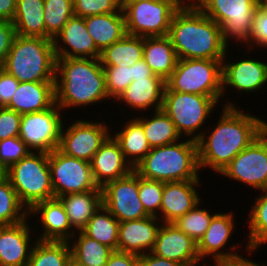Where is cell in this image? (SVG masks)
Segmentation results:
<instances>
[{
	"instance_id": "38",
	"label": "cell",
	"mask_w": 267,
	"mask_h": 266,
	"mask_svg": "<svg viewBox=\"0 0 267 266\" xmlns=\"http://www.w3.org/2000/svg\"><path fill=\"white\" fill-rule=\"evenodd\" d=\"M29 217L28 210L20 202L9 179L0 180V226L14 225Z\"/></svg>"
},
{
	"instance_id": "26",
	"label": "cell",
	"mask_w": 267,
	"mask_h": 266,
	"mask_svg": "<svg viewBox=\"0 0 267 266\" xmlns=\"http://www.w3.org/2000/svg\"><path fill=\"white\" fill-rule=\"evenodd\" d=\"M166 81L161 77H149L137 79L118 96L116 99L124 102L125 106L135 110L162 109ZM149 108V109H148Z\"/></svg>"
},
{
	"instance_id": "39",
	"label": "cell",
	"mask_w": 267,
	"mask_h": 266,
	"mask_svg": "<svg viewBox=\"0 0 267 266\" xmlns=\"http://www.w3.org/2000/svg\"><path fill=\"white\" fill-rule=\"evenodd\" d=\"M73 16V0H44L46 38L53 40Z\"/></svg>"
},
{
	"instance_id": "48",
	"label": "cell",
	"mask_w": 267,
	"mask_h": 266,
	"mask_svg": "<svg viewBox=\"0 0 267 266\" xmlns=\"http://www.w3.org/2000/svg\"><path fill=\"white\" fill-rule=\"evenodd\" d=\"M18 85L19 81L15 77L0 68V107H4L10 102Z\"/></svg>"
},
{
	"instance_id": "51",
	"label": "cell",
	"mask_w": 267,
	"mask_h": 266,
	"mask_svg": "<svg viewBox=\"0 0 267 266\" xmlns=\"http://www.w3.org/2000/svg\"><path fill=\"white\" fill-rule=\"evenodd\" d=\"M149 77H160V76L155 75L143 59L131 66L132 82L136 81L137 79L149 78Z\"/></svg>"
},
{
	"instance_id": "14",
	"label": "cell",
	"mask_w": 267,
	"mask_h": 266,
	"mask_svg": "<svg viewBox=\"0 0 267 266\" xmlns=\"http://www.w3.org/2000/svg\"><path fill=\"white\" fill-rule=\"evenodd\" d=\"M103 206L119 221L150 216L139 198V175L132 170L125 177L106 183L102 188Z\"/></svg>"
},
{
	"instance_id": "53",
	"label": "cell",
	"mask_w": 267,
	"mask_h": 266,
	"mask_svg": "<svg viewBox=\"0 0 267 266\" xmlns=\"http://www.w3.org/2000/svg\"><path fill=\"white\" fill-rule=\"evenodd\" d=\"M229 266H264V265H259L256 262H253L245 257L243 255L241 256L240 254L229 257Z\"/></svg>"
},
{
	"instance_id": "10",
	"label": "cell",
	"mask_w": 267,
	"mask_h": 266,
	"mask_svg": "<svg viewBox=\"0 0 267 266\" xmlns=\"http://www.w3.org/2000/svg\"><path fill=\"white\" fill-rule=\"evenodd\" d=\"M218 102L210 97L191 93L164 91L162 109L174 123L177 132L183 137L197 140V130L206 123ZM196 132V133H195Z\"/></svg>"
},
{
	"instance_id": "52",
	"label": "cell",
	"mask_w": 267,
	"mask_h": 266,
	"mask_svg": "<svg viewBox=\"0 0 267 266\" xmlns=\"http://www.w3.org/2000/svg\"><path fill=\"white\" fill-rule=\"evenodd\" d=\"M15 11L16 0H0V20L12 22Z\"/></svg>"
},
{
	"instance_id": "13",
	"label": "cell",
	"mask_w": 267,
	"mask_h": 266,
	"mask_svg": "<svg viewBox=\"0 0 267 266\" xmlns=\"http://www.w3.org/2000/svg\"><path fill=\"white\" fill-rule=\"evenodd\" d=\"M257 190L267 189V128L221 171Z\"/></svg>"
},
{
	"instance_id": "44",
	"label": "cell",
	"mask_w": 267,
	"mask_h": 266,
	"mask_svg": "<svg viewBox=\"0 0 267 266\" xmlns=\"http://www.w3.org/2000/svg\"><path fill=\"white\" fill-rule=\"evenodd\" d=\"M31 150L18 137L0 140V164L7 170L12 164L19 162Z\"/></svg>"
},
{
	"instance_id": "41",
	"label": "cell",
	"mask_w": 267,
	"mask_h": 266,
	"mask_svg": "<svg viewBox=\"0 0 267 266\" xmlns=\"http://www.w3.org/2000/svg\"><path fill=\"white\" fill-rule=\"evenodd\" d=\"M164 182L139 176V198L145 211L159 219Z\"/></svg>"
},
{
	"instance_id": "17",
	"label": "cell",
	"mask_w": 267,
	"mask_h": 266,
	"mask_svg": "<svg viewBox=\"0 0 267 266\" xmlns=\"http://www.w3.org/2000/svg\"><path fill=\"white\" fill-rule=\"evenodd\" d=\"M52 42L56 58L99 59L101 55L83 17H71Z\"/></svg>"
},
{
	"instance_id": "27",
	"label": "cell",
	"mask_w": 267,
	"mask_h": 266,
	"mask_svg": "<svg viewBox=\"0 0 267 266\" xmlns=\"http://www.w3.org/2000/svg\"><path fill=\"white\" fill-rule=\"evenodd\" d=\"M143 60L155 75L166 81L178 61L169 36L143 37Z\"/></svg>"
},
{
	"instance_id": "23",
	"label": "cell",
	"mask_w": 267,
	"mask_h": 266,
	"mask_svg": "<svg viewBox=\"0 0 267 266\" xmlns=\"http://www.w3.org/2000/svg\"><path fill=\"white\" fill-rule=\"evenodd\" d=\"M90 164L94 181L100 188L108 182L125 177L133 170L112 135L100 146Z\"/></svg>"
},
{
	"instance_id": "47",
	"label": "cell",
	"mask_w": 267,
	"mask_h": 266,
	"mask_svg": "<svg viewBox=\"0 0 267 266\" xmlns=\"http://www.w3.org/2000/svg\"><path fill=\"white\" fill-rule=\"evenodd\" d=\"M16 36V30L12 22L0 20V68H3L13 40Z\"/></svg>"
},
{
	"instance_id": "32",
	"label": "cell",
	"mask_w": 267,
	"mask_h": 266,
	"mask_svg": "<svg viewBox=\"0 0 267 266\" xmlns=\"http://www.w3.org/2000/svg\"><path fill=\"white\" fill-rule=\"evenodd\" d=\"M119 143L125 159L134 168L151 150V147L144 135L142 124L133 117L126 125L112 135Z\"/></svg>"
},
{
	"instance_id": "49",
	"label": "cell",
	"mask_w": 267,
	"mask_h": 266,
	"mask_svg": "<svg viewBox=\"0 0 267 266\" xmlns=\"http://www.w3.org/2000/svg\"><path fill=\"white\" fill-rule=\"evenodd\" d=\"M105 266H139V255L113 251Z\"/></svg>"
},
{
	"instance_id": "22",
	"label": "cell",
	"mask_w": 267,
	"mask_h": 266,
	"mask_svg": "<svg viewBox=\"0 0 267 266\" xmlns=\"http://www.w3.org/2000/svg\"><path fill=\"white\" fill-rule=\"evenodd\" d=\"M234 220L235 219L232 212L215 213L211 219L207 231L197 243V250L201 262L206 257L208 258L209 255L213 260L217 258H229L238 255L235 250L240 251L236 248L240 246V243H238L239 245L237 246L234 244L232 247L228 246V248H230L228 252L223 251L226 244H228V241H230L229 239L231 238L232 233H234ZM230 250L232 252H230Z\"/></svg>"
},
{
	"instance_id": "35",
	"label": "cell",
	"mask_w": 267,
	"mask_h": 266,
	"mask_svg": "<svg viewBox=\"0 0 267 266\" xmlns=\"http://www.w3.org/2000/svg\"><path fill=\"white\" fill-rule=\"evenodd\" d=\"M27 266H72L69 242L36 240Z\"/></svg>"
},
{
	"instance_id": "57",
	"label": "cell",
	"mask_w": 267,
	"mask_h": 266,
	"mask_svg": "<svg viewBox=\"0 0 267 266\" xmlns=\"http://www.w3.org/2000/svg\"><path fill=\"white\" fill-rule=\"evenodd\" d=\"M122 1H156V0H122Z\"/></svg>"
},
{
	"instance_id": "37",
	"label": "cell",
	"mask_w": 267,
	"mask_h": 266,
	"mask_svg": "<svg viewBox=\"0 0 267 266\" xmlns=\"http://www.w3.org/2000/svg\"><path fill=\"white\" fill-rule=\"evenodd\" d=\"M261 195L256 197L252 208L249 210L248 222L249 235L246 251L252 253L267 243V189L261 190Z\"/></svg>"
},
{
	"instance_id": "42",
	"label": "cell",
	"mask_w": 267,
	"mask_h": 266,
	"mask_svg": "<svg viewBox=\"0 0 267 266\" xmlns=\"http://www.w3.org/2000/svg\"><path fill=\"white\" fill-rule=\"evenodd\" d=\"M105 73L106 90L109 98L114 101L130 85L131 66H102Z\"/></svg>"
},
{
	"instance_id": "7",
	"label": "cell",
	"mask_w": 267,
	"mask_h": 266,
	"mask_svg": "<svg viewBox=\"0 0 267 266\" xmlns=\"http://www.w3.org/2000/svg\"><path fill=\"white\" fill-rule=\"evenodd\" d=\"M223 59H178L166 86L171 91L222 99Z\"/></svg>"
},
{
	"instance_id": "6",
	"label": "cell",
	"mask_w": 267,
	"mask_h": 266,
	"mask_svg": "<svg viewBox=\"0 0 267 266\" xmlns=\"http://www.w3.org/2000/svg\"><path fill=\"white\" fill-rule=\"evenodd\" d=\"M6 177L28 211L38 202L54 198L48 153L31 151L6 170Z\"/></svg>"
},
{
	"instance_id": "3",
	"label": "cell",
	"mask_w": 267,
	"mask_h": 266,
	"mask_svg": "<svg viewBox=\"0 0 267 266\" xmlns=\"http://www.w3.org/2000/svg\"><path fill=\"white\" fill-rule=\"evenodd\" d=\"M110 99L100 59L56 58L55 103L63 110Z\"/></svg>"
},
{
	"instance_id": "21",
	"label": "cell",
	"mask_w": 267,
	"mask_h": 266,
	"mask_svg": "<svg viewBox=\"0 0 267 266\" xmlns=\"http://www.w3.org/2000/svg\"><path fill=\"white\" fill-rule=\"evenodd\" d=\"M200 183V180L164 182L159 213L161 223H173L202 201L195 188Z\"/></svg>"
},
{
	"instance_id": "18",
	"label": "cell",
	"mask_w": 267,
	"mask_h": 266,
	"mask_svg": "<svg viewBox=\"0 0 267 266\" xmlns=\"http://www.w3.org/2000/svg\"><path fill=\"white\" fill-rule=\"evenodd\" d=\"M151 252L185 266H196L200 263L197 243L173 223H162Z\"/></svg>"
},
{
	"instance_id": "33",
	"label": "cell",
	"mask_w": 267,
	"mask_h": 266,
	"mask_svg": "<svg viewBox=\"0 0 267 266\" xmlns=\"http://www.w3.org/2000/svg\"><path fill=\"white\" fill-rule=\"evenodd\" d=\"M102 66H132L143 59V37L126 34L100 55Z\"/></svg>"
},
{
	"instance_id": "30",
	"label": "cell",
	"mask_w": 267,
	"mask_h": 266,
	"mask_svg": "<svg viewBox=\"0 0 267 266\" xmlns=\"http://www.w3.org/2000/svg\"><path fill=\"white\" fill-rule=\"evenodd\" d=\"M44 0H16L12 23L16 35L46 38Z\"/></svg>"
},
{
	"instance_id": "40",
	"label": "cell",
	"mask_w": 267,
	"mask_h": 266,
	"mask_svg": "<svg viewBox=\"0 0 267 266\" xmlns=\"http://www.w3.org/2000/svg\"><path fill=\"white\" fill-rule=\"evenodd\" d=\"M200 203L201 201L185 215L177 218L173 222L178 229L188 235L196 243L203 237L210 225L211 219L215 215L214 213L210 214L207 209L200 208Z\"/></svg>"
},
{
	"instance_id": "19",
	"label": "cell",
	"mask_w": 267,
	"mask_h": 266,
	"mask_svg": "<svg viewBox=\"0 0 267 266\" xmlns=\"http://www.w3.org/2000/svg\"><path fill=\"white\" fill-rule=\"evenodd\" d=\"M32 230L27 219L14 225L0 226V266L28 265L37 240L31 241Z\"/></svg>"
},
{
	"instance_id": "43",
	"label": "cell",
	"mask_w": 267,
	"mask_h": 266,
	"mask_svg": "<svg viewBox=\"0 0 267 266\" xmlns=\"http://www.w3.org/2000/svg\"><path fill=\"white\" fill-rule=\"evenodd\" d=\"M122 0H73L74 16L87 17L119 12Z\"/></svg>"
},
{
	"instance_id": "36",
	"label": "cell",
	"mask_w": 267,
	"mask_h": 266,
	"mask_svg": "<svg viewBox=\"0 0 267 266\" xmlns=\"http://www.w3.org/2000/svg\"><path fill=\"white\" fill-rule=\"evenodd\" d=\"M119 224L120 222L102 205L81 231L117 251Z\"/></svg>"
},
{
	"instance_id": "8",
	"label": "cell",
	"mask_w": 267,
	"mask_h": 266,
	"mask_svg": "<svg viewBox=\"0 0 267 266\" xmlns=\"http://www.w3.org/2000/svg\"><path fill=\"white\" fill-rule=\"evenodd\" d=\"M261 0H199L196 6L220 27L224 44L228 39L244 43L249 48L255 12Z\"/></svg>"
},
{
	"instance_id": "54",
	"label": "cell",
	"mask_w": 267,
	"mask_h": 266,
	"mask_svg": "<svg viewBox=\"0 0 267 266\" xmlns=\"http://www.w3.org/2000/svg\"><path fill=\"white\" fill-rule=\"evenodd\" d=\"M214 265L215 266H229V258H217V259H214ZM200 266H202L200 264ZM203 266H206V265H203Z\"/></svg>"
},
{
	"instance_id": "34",
	"label": "cell",
	"mask_w": 267,
	"mask_h": 266,
	"mask_svg": "<svg viewBox=\"0 0 267 266\" xmlns=\"http://www.w3.org/2000/svg\"><path fill=\"white\" fill-rule=\"evenodd\" d=\"M144 117L136 119L142 124L144 135L151 148L172 144L182 138L163 109L155 110L150 118Z\"/></svg>"
},
{
	"instance_id": "2",
	"label": "cell",
	"mask_w": 267,
	"mask_h": 266,
	"mask_svg": "<svg viewBox=\"0 0 267 266\" xmlns=\"http://www.w3.org/2000/svg\"><path fill=\"white\" fill-rule=\"evenodd\" d=\"M178 59H224L228 47L221 27L195 4L174 14L168 33Z\"/></svg>"
},
{
	"instance_id": "1",
	"label": "cell",
	"mask_w": 267,
	"mask_h": 266,
	"mask_svg": "<svg viewBox=\"0 0 267 266\" xmlns=\"http://www.w3.org/2000/svg\"><path fill=\"white\" fill-rule=\"evenodd\" d=\"M237 108L236 104L225 102L221 118L211 134L204 131L197 133L200 169L206 167L220 174L238 153L267 128V121Z\"/></svg>"
},
{
	"instance_id": "16",
	"label": "cell",
	"mask_w": 267,
	"mask_h": 266,
	"mask_svg": "<svg viewBox=\"0 0 267 266\" xmlns=\"http://www.w3.org/2000/svg\"><path fill=\"white\" fill-rule=\"evenodd\" d=\"M222 60V97L225 95L227 87H232L238 92L253 93L261 91L267 84V63L250 57L240 61Z\"/></svg>"
},
{
	"instance_id": "5",
	"label": "cell",
	"mask_w": 267,
	"mask_h": 266,
	"mask_svg": "<svg viewBox=\"0 0 267 266\" xmlns=\"http://www.w3.org/2000/svg\"><path fill=\"white\" fill-rule=\"evenodd\" d=\"M3 69L19 82L55 81L52 39L16 35Z\"/></svg>"
},
{
	"instance_id": "4",
	"label": "cell",
	"mask_w": 267,
	"mask_h": 266,
	"mask_svg": "<svg viewBox=\"0 0 267 266\" xmlns=\"http://www.w3.org/2000/svg\"><path fill=\"white\" fill-rule=\"evenodd\" d=\"M133 170L141 177L162 182L199 180L197 142L188 138L151 148Z\"/></svg>"
},
{
	"instance_id": "58",
	"label": "cell",
	"mask_w": 267,
	"mask_h": 266,
	"mask_svg": "<svg viewBox=\"0 0 267 266\" xmlns=\"http://www.w3.org/2000/svg\"><path fill=\"white\" fill-rule=\"evenodd\" d=\"M262 1V4L264 5V6H266V8H267V0H261Z\"/></svg>"
},
{
	"instance_id": "50",
	"label": "cell",
	"mask_w": 267,
	"mask_h": 266,
	"mask_svg": "<svg viewBox=\"0 0 267 266\" xmlns=\"http://www.w3.org/2000/svg\"><path fill=\"white\" fill-rule=\"evenodd\" d=\"M139 266H185L184 264L159 257L152 252L139 255Z\"/></svg>"
},
{
	"instance_id": "25",
	"label": "cell",
	"mask_w": 267,
	"mask_h": 266,
	"mask_svg": "<svg viewBox=\"0 0 267 266\" xmlns=\"http://www.w3.org/2000/svg\"><path fill=\"white\" fill-rule=\"evenodd\" d=\"M55 104V81L19 82L15 94L5 106L19 114L39 112Z\"/></svg>"
},
{
	"instance_id": "55",
	"label": "cell",
	"mask_w": 267,
	"mask_h": 266,
	"mask_svg": "<svg viewBox=\"0 0 267 266\" xmlns=\"http://www.w3.org/2000/svg\"><path fill=\"white\" fill-rule=\"evenodd\" d=\"M6 177V169L0 164V180Z\"/></svg>"
},
{
	"instance_id": "28",
	"label": "cell",
	"mask_w": 267,
	"mask_h": 266,
	"mask_svg": "<svg viewBox=\"0 0 267 266\" xmlns=\"http://www.w3.org/2000/svg\"><path fill=\"white\" fill-rule=\"evenodd\" d=\"M84 19L87 31L100 52L127 34L123 9L110 14L87 16Z\"/></svg>"
},
{
	"instance_id": "56",
	"label": "cell",
	"mask_w": 267,
	"mask_h": 266,
	"mask_svg": "<svg viewBox=\"0 0 267 266\" xmlns=\"http://www.w3.org/2000/svg\"><path fill=\"white\" fill-rule=\"evenodd\" d=\"M184 4H195L199 1V0H181ZM194 2V3H193Z\"/></svg>"
},
{
	"instance_id": "11",
	"label": "cell",
	"mask_w": 267,
	"mask_h": 266,
	"mask_svg": "<svg viewBox=\"0 0 267 266\" xmlns=\"http://www.w3.org/2000/svg\"><path fill=\"white\" fill-rule=\"evenodd\" d=\"M55 103L49 109L22 114L19 138L34 152L50 153L59 147L65 121Z\"/></svg>"
},
{
	"instance_id": "31",
	"label": "cell",
	"mask_w": 267,
	"mask_h": 266,
	"mask_svg": "<svg viewBox=\"0 0 267 266\" xmlns=\"http://www.w3.org/2000/svg\"><path fill=\"white\" fill-rule=\"evenodd\" d=\"M78 235V236H77ZM69 241L72 266H105L113 249L85 235L76 232ZM78 238H77V237ZM74 238L75 241H74ZM71 241L74 243L71 244Z\"/></svg>"
},
{
	"instance_id": "9",
	"label": "cell",
	"mask_w": 267,
	"mask_h": 266,
	"mask_svg": "<svg viewBox=\"0 0 267 266\" xmlns=\"http://www.w3.org/2000/svg\"><path fill=\"white\" fill-rule=\"evenodd\" d=\"M183 5L181 0L122 1L126 32L139 37L166 36Z\"/></svg>"
},
{
	"instance_id": "20",
	"label": "cell",
	"mask_w": 267,
	"mask_h": 266,
	"mask_svg": "<svg viewBox=\"0 0 267 266\" xmlns=\"http://www.w3.org/2000/svg\"><path fill=\"white\" fill-rule=\"evenodd\" d=\"M161 225L155 216L120 222L117 251L136 255L151 252Z\"/></svg>"
},
{
	"instance_id": "46",
	"label": "cell",
	"mask_w": 267,
	"mask_h": 266,
	"mask_svg": "<svg viewBox=\"0 0 267 266\" xmlns=\"http://www.w3.org/2000/svg\"><path fill=\"white\" fill-rule=\"evenodd\" d=\"M22 115L7 107H0V140L18 137Z\"/></svg>"
},
{
	"instance_id": "45",
	"label": "cell",
	"mask_w": 267,
	"mask_h": 266,
	"mask_svg": "<svg viewBox=\"0 0 267 266\" xmlns=\"http://www.w3.org/2000/svg\"><path fill=\"white\" fill-rule=\"evenodd\" d=\"M255 44L258 48L267 47V8L262 3L255 12L252 33L249 37V49L253 50Z\"/></svg>"
},
{
	"instance_id": "15",
	"label": "cell",
	"mask_w": 267,
	"mask_h": 266,
	"mask_svg": "<svg viewBox=\"0 0 267 266\" xmlns=\"http://www.w3.org/2000/svg\"><path fill=\"white\" fill-rule=\"evenodd\" d=\"M71 124L67 130L63 124L58 149L68 156L91 162L100 146L111 135L110 127L105 122L77 118Z\"/></svg>"
},
{
	"instance_id": "24",
	"label": "cell",
	"mask_w": 267,
	"mask_h": 266,
	"mask_svg": "<svg viewBox=\"0 0 267 266\" xmlns=\"http://www.w3.org/2000/svg\"><path fill=\"white\" fill-rule=\"evenodd\" d=\"M28 214L29 217L40 214V219L36 220L41 222V225L43 224L44 229L36 238L37 240L69 242L76 233L73 231L65 208L58 198L38 202L28 211Z\"/></svg>"
},
{
	"instance_id": "29",
	"label": "cell",
	"mask_w": 267,
	"mask_h": 266,
	"mask_svg": "<svg viewBox=\"0 0 267 266\" xmlns=\"http://www.w3.org/2000/svg\"><path fill=\"white\" fill-rule=\"evenodd\" d=\"M58 199L65 208L71 227L77 232L85 227L103 205L102 190L62 195Z\"/></svg>"
},
{
	"instance_id": "12",
	"label": "cell",
	"mask_w": 267,
	"mask_h": 266,
	"mask_svg": "<svg viewBox=\"0 0 267 266\" xmlns=\"http://www.w3.org/2000/svg\"><path fill=\"white\" fill-rule=\"evenodd\" d=\"M49 167L54 198L101 190L94 181L90 162L68 156L57 148L49 153Z\"/></svg>"
}]
</instances>
